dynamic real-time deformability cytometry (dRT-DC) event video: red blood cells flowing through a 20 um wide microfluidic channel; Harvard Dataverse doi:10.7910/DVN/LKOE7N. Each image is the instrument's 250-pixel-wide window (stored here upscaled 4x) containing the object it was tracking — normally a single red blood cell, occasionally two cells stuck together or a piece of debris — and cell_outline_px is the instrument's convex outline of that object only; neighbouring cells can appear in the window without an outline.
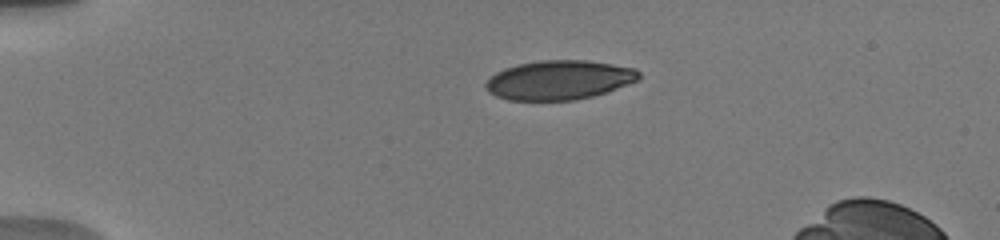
{"species": "human", "species_latin": "Homo sapiens", "temperature_condition": "warm", "stored_images_in_passage": 10, "camera_frame_rate_fps": 3000, "um_per_image_px": 0.085, "donor": {"sex": "male"}, "frame": {"image": 1, "passage_image": 1, "time_ms": 0.0, "image_size_px": [1000, 240], "cell_outline_px": [[640, 80], [608, 92], [576, 100], [508, 100], [496, 96], [488, 92], [484, 88], [484, 84], [496, 72], [504, 68], [520, 64], [540, 60], [588, 60], [636, 68], [640, 72]], "centroid_in_image_um": [47.55, 6.8], "position_along_channel_um": 37.4, "area_um2": 35.32}}
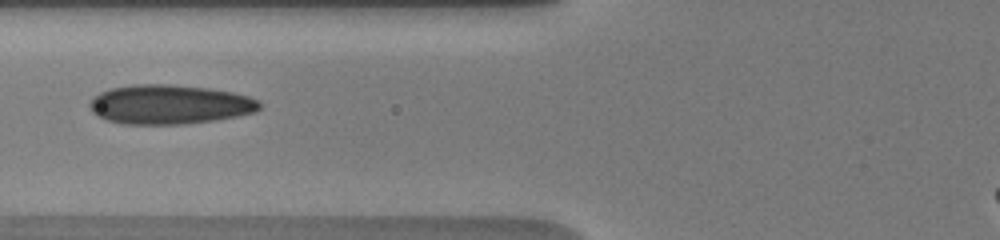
{"frame": {"image": 2, "passage_image": 4, "time_ms": 3.333, "image_size_px": [1000, 240], "cell_outline_px": [[264, 104], [256, 112], [216, 120], [184, 124], [124, 124], [108, 120], [96, 116], [88, 108], [88, 104], [92, 96], [100, 92], [112, 88], [132, 84], [168, 84], [208, 88], [232, 92], [248, 96], [260, 100]], "centroid_in_image_um": [14.4, 8.88], "position_along_channel_um": 111.4, "area_um2": 39.36}}
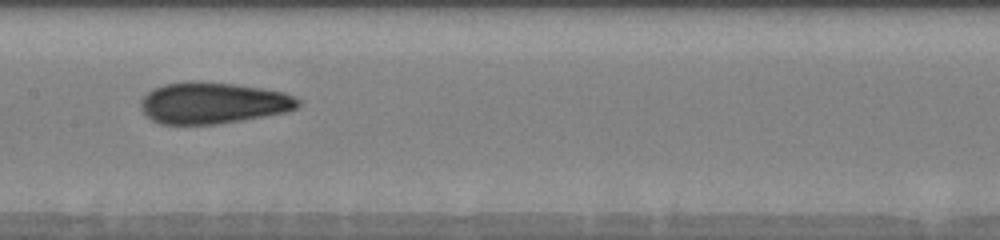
{"frame": {"image": 3, "passage_image": 9, "time_ms": 5.333, "image_size_px": [1000, 240], "cell_outline_px": [[300, 104], [296, 108], [284, 112], [264, 116], [220, 124], [160, 124], [144, 116], [140, 108], [140, 100], [152, 88], [164, 84], [188, 80], [200, 80], [264, 88], [284, 92], [300, 100]], "centroid_in_image_um": [18.04, 8.74], "position_along_channel_um": 189.4, "area_um2": 38.38}}